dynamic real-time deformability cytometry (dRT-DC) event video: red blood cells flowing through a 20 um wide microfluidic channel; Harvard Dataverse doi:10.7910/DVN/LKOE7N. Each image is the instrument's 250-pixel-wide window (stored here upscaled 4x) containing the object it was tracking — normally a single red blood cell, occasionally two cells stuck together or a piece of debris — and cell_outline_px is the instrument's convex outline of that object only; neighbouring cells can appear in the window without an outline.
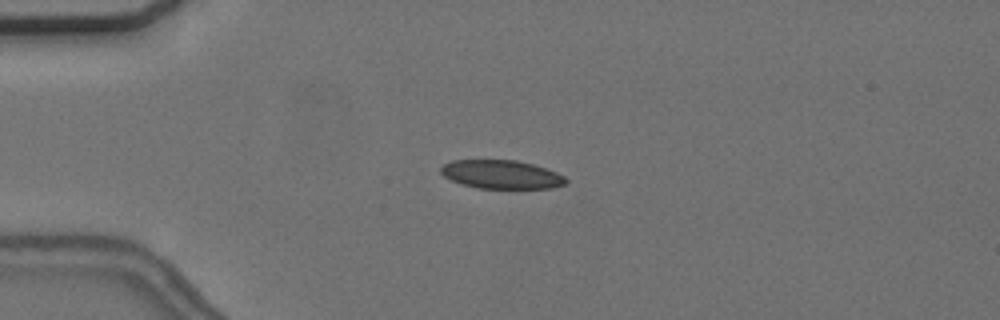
{"species": "common noctule bat (a hibernating species)", "species_latin": "Nyctalus noctula", "temperature_condition": "cold", "stored_images_in_passage": 46, "camera_frame_rate_fps": 3000, "um_per_image_px": 0.085, "animal": {"sex": "female", "body_mass_g": 24.6, "forearm_length_mm": 56.2}, "frame": {"image": 1, "passage_image": 4, "time_ms": 1.0, "image_size_px": [1000, 320], "cell_outline_px": [[568, 180], [564, 184], [552, 188], [476, 188], [460, 184], [444, 176], [440, 172], [440, 168], [444, 164], [452, 160], [516, 160], [532, 164], [556, 172], [564, 176]], "centroid_in_image_um": [42.59, 14.83], "position_along_channel_um": 42.4, "area_um2": 20.75}}
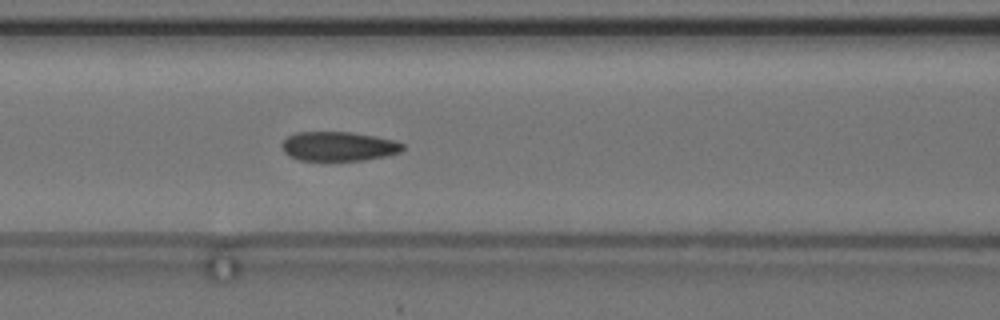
{"frame": {"image": 2, "passage_image": 14, "time_ms": 4.333, "image_size_px": [1000, 320], "cell_outline_px": [[404, 148], [400, 152], [384, 156], [364, 160], [300, 160], [288, 156], [284, 152], [280, 144], [288, 136], [296, 132], [352, 132], [376, 136], [396, 140], [404, 144]], "centroid_in_image_um": [28.77, 12.43], "position_along_channel_um": 137.8, "area_um2": 20.75}}
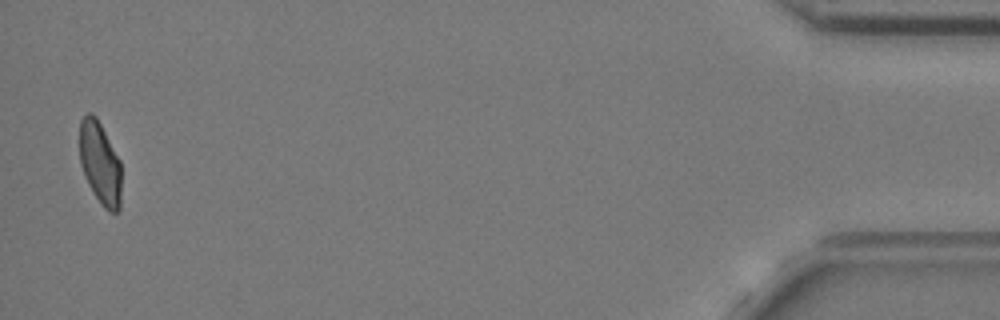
{"frame": {"image": 3, "passage_image": 45, "time_ms": 14.667, "image_size_px": [1000, 320], "cell_outline_px": [[120, 208], [116, 212], [108, 212], [104, 208], [92, 192], [84, 176], [80, 164], [80, 120], [88, 112], [92, 112], [96, 116], [120, 160]], "centroid_in_image_um": [8.49, 13.87], "position_along_channel_um": 426.7, "area_um2": 20.11}, "authors_computed_cell_mechanics": {"area_um2": 21.2704, "velocity_mm_per_s": 3.6657, "shape_relaxation_time_tau1_ms": 11.2364, "shape_relaxation_time_tau2_ms": 1.8403, "deformation_change_tau1": 0.1991, "deformation_change_tau2": 0.0759}}